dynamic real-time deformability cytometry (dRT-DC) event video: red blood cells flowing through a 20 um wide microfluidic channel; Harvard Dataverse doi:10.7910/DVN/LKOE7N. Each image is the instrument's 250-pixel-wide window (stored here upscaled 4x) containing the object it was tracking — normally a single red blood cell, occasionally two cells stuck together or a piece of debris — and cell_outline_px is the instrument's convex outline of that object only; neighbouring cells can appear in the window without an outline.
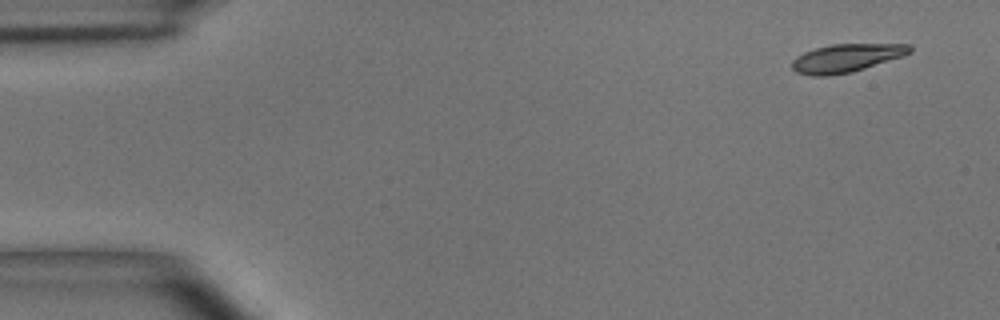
{"species": "common noctule bat (a hibernating species)", "species_latin": "Nyctalus noctula", "temperature_condition": "room temperature", "stored_images_in_passage": 4, "camera_frame_rate_fps": 3000, "um_per_image_px": 0.085, "animal": {"sex": "male", "body_mass_g": 15.6}, "frame": {"image": 1, "passage_image": 1, "time_ms": 0.0, "image_size_px": [1000, 320], "cell_outline_px": [[912, 52], [852, 72], [828, 76], [812, 76], [796, 72], [792, 68], [792, 60], [796, 56], [804, 52], [816, 48], [832, 44], [908, 44], [912, 48]], "centroid_in_image_um": [71.88, 4.93], "position_along_channel_um": 13.1, "area_um2": 19.13}}
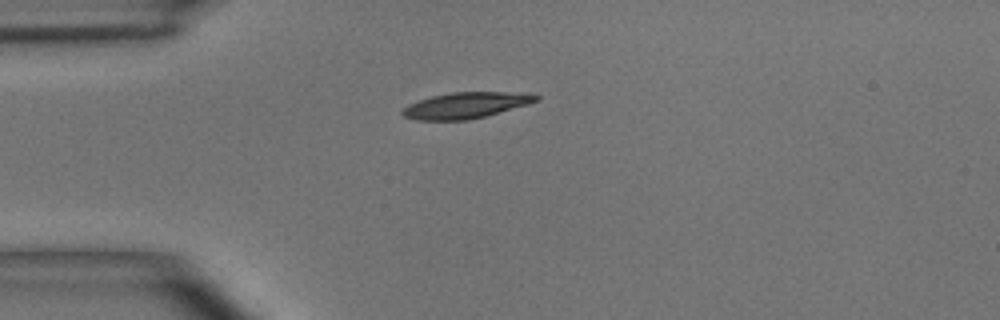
{"frame": {"image": 2, "passage_image": 4, "time_ms": 3.333, "image_size_px": [1000, 320], "cell_outline_px": [[540, 100], [528, 104], [484, 116], [468, 120], [416, 120], [404, 116], [400, 112], [408, 104], [432, 96], [452, 92], [528, 92], [540, 96]], "centroid_in_image_um": [39.63, 8.94], "position_along_channel_um": 45.4, "area_um2": 20.23}}